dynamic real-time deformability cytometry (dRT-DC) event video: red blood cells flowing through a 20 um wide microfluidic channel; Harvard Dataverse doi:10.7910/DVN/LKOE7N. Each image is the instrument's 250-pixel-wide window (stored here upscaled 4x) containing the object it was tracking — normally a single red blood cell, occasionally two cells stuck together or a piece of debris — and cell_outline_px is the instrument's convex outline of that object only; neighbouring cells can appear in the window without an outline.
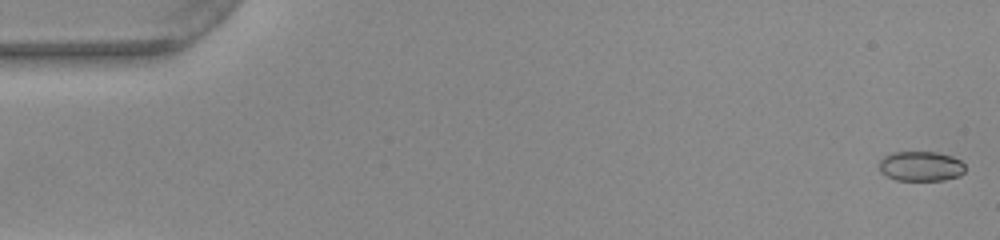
{"species": "common noctule bat (a hibernating species)", "species_latin": "Nyctalus noctula", "temperature_condition": "warm", "stored_images_in_passage": 14, "camera_frame_rate_fps": 3000, "um_per_image_px": 0.085, "animal": {"sex": "female", "body_mass_g": 22.0, "forearm_length_mm": 56.7}, "frame": {"image": 1, "passage_image": 1, "time_ms": 0.0, "image_size_px": [1000, 240], "cell_outline_px": [[964, 172], [960, 176], [944, 180], [896, 180], [880, 172], [880, 160], [884, 156], [892, 152], [936, 152], [952, 156], [960, 160], [964, 164]], "centroid_in_image_um": [78.28, 14.12], "position_along_channel_um": 6.7, "area_um2": 14.97}}